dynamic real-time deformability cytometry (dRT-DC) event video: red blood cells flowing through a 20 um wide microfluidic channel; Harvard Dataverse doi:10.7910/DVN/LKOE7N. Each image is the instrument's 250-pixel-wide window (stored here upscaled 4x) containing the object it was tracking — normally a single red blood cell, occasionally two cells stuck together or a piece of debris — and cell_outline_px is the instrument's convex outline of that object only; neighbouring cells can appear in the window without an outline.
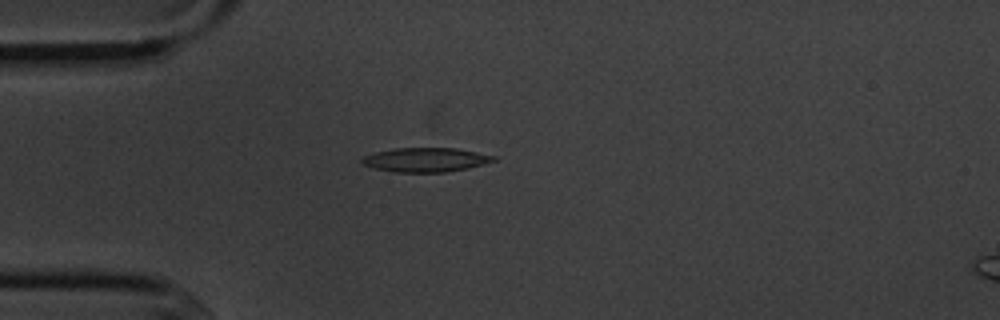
{"species": "common noctule bat (a hibernating species)", "species_latin": "Nyctalus noctula", "temperature_condition": "cold", "stored_images_in_passage": 4, "camera_frame_rate_fps": 3000, "um_per_image_px": 0.085, "animal": {"sex": "male", "body_mass_g": 20.1, "forearm_length_mm": 53.5}, "frame": {"image": 1, "passage_image": 4, "time_ms": 3.333, "image_size_px": [1000, 320], "cell_outline_px": [[496, 160], [468, 168], [444, 172], [392, 172], [360, 164], [360, 160], [364, 156], [376, 152], [396, 148], [456, 148], [496, 156]], "centroid_in_image_um": [36.15, 13.58], "position_along_channel_um": 48.8, "area_um2": 18.44}}